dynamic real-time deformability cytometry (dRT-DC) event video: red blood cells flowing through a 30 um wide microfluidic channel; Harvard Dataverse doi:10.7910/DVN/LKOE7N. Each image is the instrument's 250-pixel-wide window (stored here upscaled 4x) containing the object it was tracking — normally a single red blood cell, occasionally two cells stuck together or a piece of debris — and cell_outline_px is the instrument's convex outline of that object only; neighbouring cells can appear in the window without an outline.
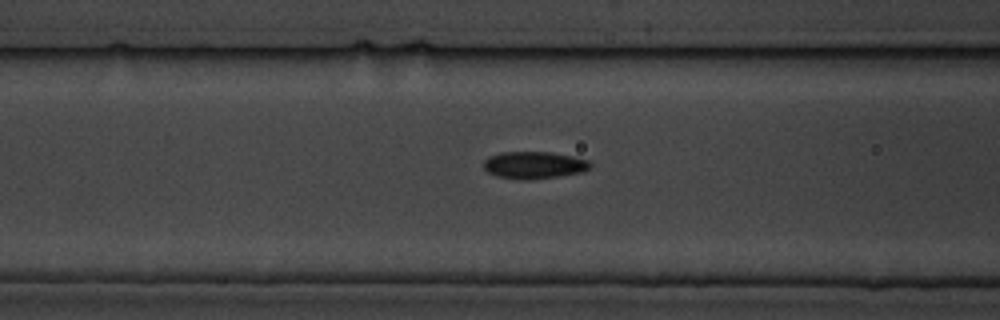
{"species": "common noctule bat (a hibernating species)", "species_latin": "Nyctalus noctula", "temperature_condition": "cold", "stored_images_in_passage": 39, "camera_frame_rate_fps": 3000, "um_per_image_px": 0.085, "animal": {"sex": "male", "body_mass_g": 19.5, "forearm_length_mm": 54.6}, "frame": {"image": 1, "passage_image": 15, "time_ms": 4.667, "image_size_px": [1000, 320], "cell_outline_px": [[592, 168], [580, 172], [556, 176], [524, 180], [520, 180], [496, 176], [488, 172], [484, 168], [484, 160], [488, 156], [500, 152], [552, 152], [572, 156], [588, 160], [592, 164]], "centroid_in_image_um": [45.37, 14.02], "position_along_channel_um": 121.2, "area_um2": 16.88}}
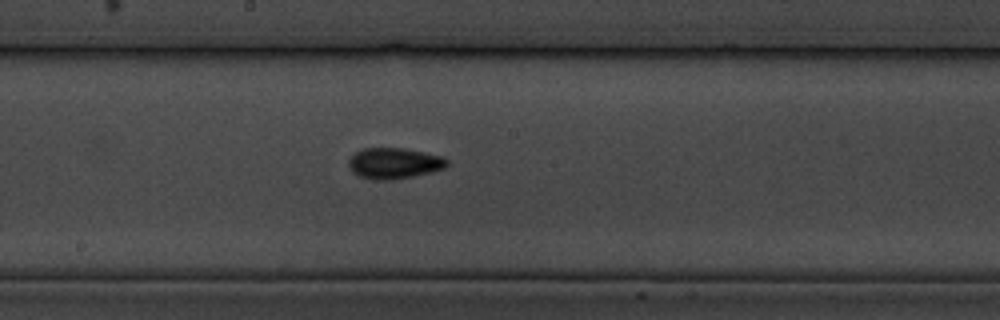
{"frame": {"image": 2, "passage_image": 23, "time_ms": 7.333, "image_size_px": [1000, 320], "cell_outline_px": [[448, 164], [444, 168], [432, 172], [392, 180], [376, 180], [360, 176], [352, 172], [348, 164], [348, 160], [356, 152], [364, 148], [404, 148], [424, 152], [440, 156], [448, 160]], "centroid_in_image_um": [33.49, 13.88], "position_along_channel_um": 214.7, "area_um2": 17.63}}
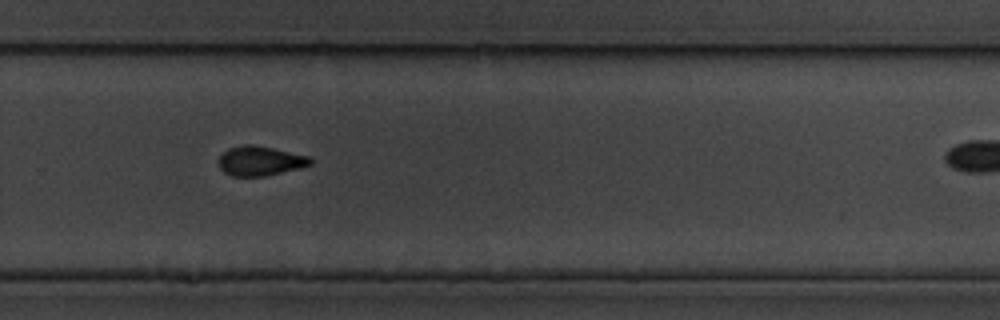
{"frame": {"image": 3, "passage_image": 31, "time_ms": 10.0, "image_size_px": [1000, 320], "cell_outline_px": [[312, 164], [300, 168], [264, 176], [232, 176], [224, 172], [220, 168], [220, 156], [228, 148], [244, 144], [252, 144], [272, 148], [308, 156], [312, 160]], "centroid_in_image_um": [22.11, 13.67], "position_along_channel_um": 307.7, "area_um2": 15.61}}